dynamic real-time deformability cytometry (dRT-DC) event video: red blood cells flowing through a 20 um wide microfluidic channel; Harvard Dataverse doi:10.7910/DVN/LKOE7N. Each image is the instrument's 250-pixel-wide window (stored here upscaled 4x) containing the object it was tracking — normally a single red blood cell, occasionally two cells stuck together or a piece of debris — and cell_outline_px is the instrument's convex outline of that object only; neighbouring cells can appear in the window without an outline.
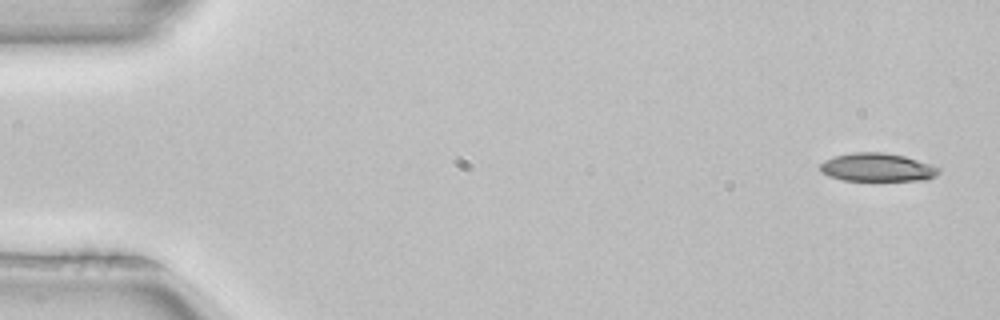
{"species": "common noctule bat (a hibernating species)", "species_latin": "Nyctalus noctula", "temperature_condition": "room temperature", "stored_images_in_passage": 4, "camera_frame_rate_fps": 3000, "um_per_image_px": 0.085, "animal": {"sex": "female", "body_mass_g": 22.7, "forearm_length_mm": 54.2}, "frame": {"image": 1, "passage_image": 1, "time_ms": 0.0, "image_size_px": [1000, 320], "cell_outline_px": [[940, 172], [936, 176], [928, 180], [844, 180], [828, 176], [820, 172], [820, 164], [824, 160], [836, 156], [852, 152], [884, 152], [904, 156], [940, 168]], "centroid_in_image_um": [74.55, 14.23], "position_along_channel_um": 10.5, "area_um2": 19.48}}
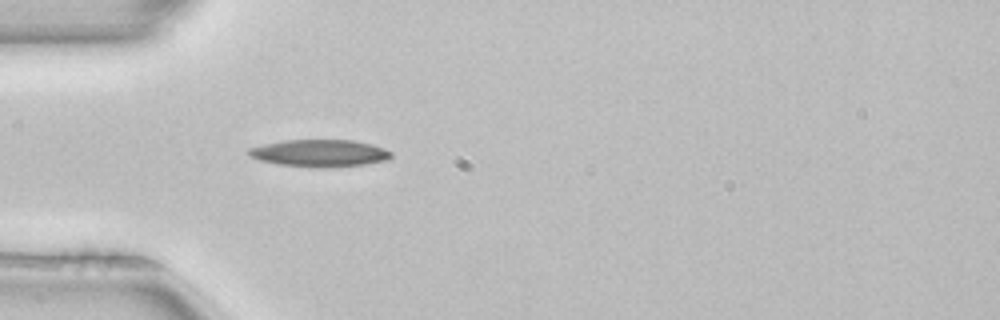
{"frame": {"image": 2, "passage_image": 4, "time_ms": 1.0, "image_size_px": [1000, 320], "cell_outline_px": [[392, 156], [388, 160], [368, 164], [280, 164], [260, 160], [252, 156], [248, 152], [248, 148], [264, 144], [284, 140], [352, 140], [372, 144], [384, 148], [392, 152]], "centroid_in_image_um": [27.22, 12.95], "position_along_channel_um": 57.8, "area_um2": 21.21}}